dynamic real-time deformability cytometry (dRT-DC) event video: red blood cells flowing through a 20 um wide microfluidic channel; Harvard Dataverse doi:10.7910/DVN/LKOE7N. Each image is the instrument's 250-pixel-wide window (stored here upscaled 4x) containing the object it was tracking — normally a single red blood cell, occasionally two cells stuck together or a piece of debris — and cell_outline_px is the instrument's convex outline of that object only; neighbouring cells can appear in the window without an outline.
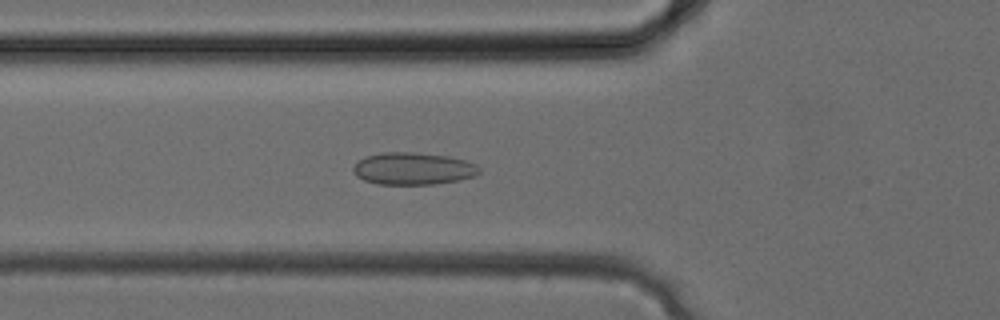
{"species": "common noctule bat (a hibernating species)", "species_latin": "Nyctalus noctula", "temperature_condition": "cold", "stored_images_in_passage": 32, "camera_frame_rate_fps": 3000, "um_per_image_px": 0.085, "animal": {"sex": "female", "body_mass_g": 24.6, "forearm_length_mm": 56.2}, "frame": {"image": 1, "passage_image": 11, "time_ms": 3.333, "image_size_px": [1000, 320], "cell_outline_px": [[480, 172], [476, 176], [460, 180], [436, 184], [376, 184], [364, 180], [356, 176], [352, 172], [352, 168], [364, 156], [384, 152], [412, 152], [448, 156], [464, 160], [476, 164], [480, 168]], "centroid_in_image_um": [35.12, 14.34], "position_along_channel_um": 90.7, "area_um2": 23.81}}
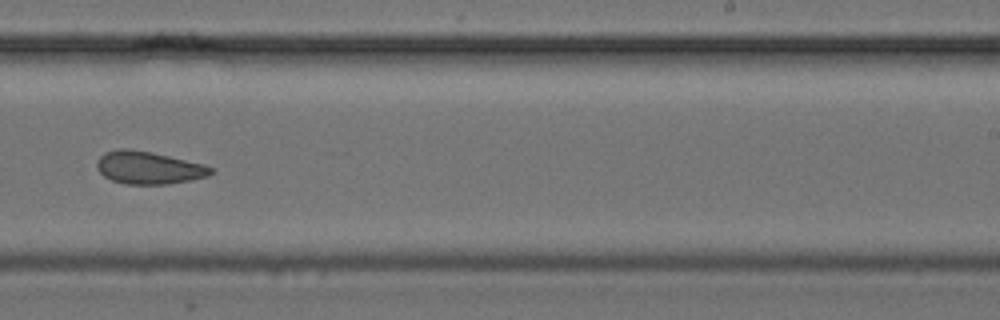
{"frame": {"image": 2, "passage_image": 20, "time_ms": 6.333, "image_size_px": [1000, 320], "cell_outline_px": [[216, 172], [208, 176], [192, 180], [168, 184], [124, 184], [112, 180], [104, 176], [96, 168], [96, 164], [100, 156], [104, 152], [120, 148], [128, 148], [152, 152], [204, 164], [216, 168]], "centroid_in_image_um": [12.67, 14.25], "position_along_channel_um": 276.3, "area_um2": 21.96}}
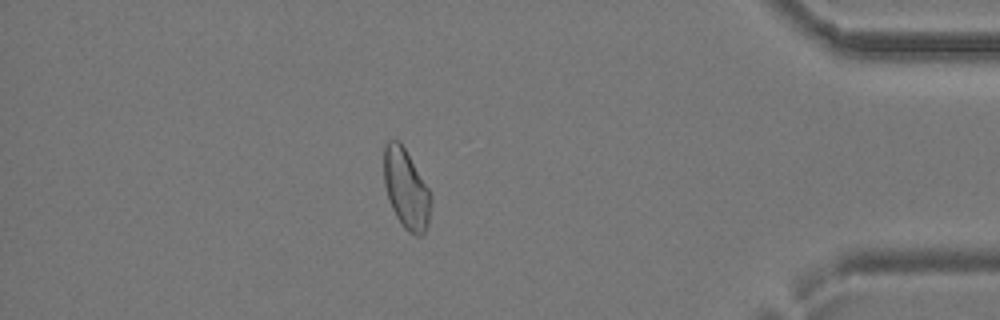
{"frame": {"image": 3, "passage_image": 28, "time_ms": 9.0, "image_size_px": [1000, 320], "cell_outline_px": [[432, 200], [428, 224], [424, 232], [420, 236], [416, 236], [408, 232], [400, 224], [388, 200], [384, 184], [384, 144], [388, 140], [400, 140], [432, 192]], "centroid_in_image_um": [34.53, 16.05], "position_along_channel_um": 400.7, "area_um2": 22.31}}